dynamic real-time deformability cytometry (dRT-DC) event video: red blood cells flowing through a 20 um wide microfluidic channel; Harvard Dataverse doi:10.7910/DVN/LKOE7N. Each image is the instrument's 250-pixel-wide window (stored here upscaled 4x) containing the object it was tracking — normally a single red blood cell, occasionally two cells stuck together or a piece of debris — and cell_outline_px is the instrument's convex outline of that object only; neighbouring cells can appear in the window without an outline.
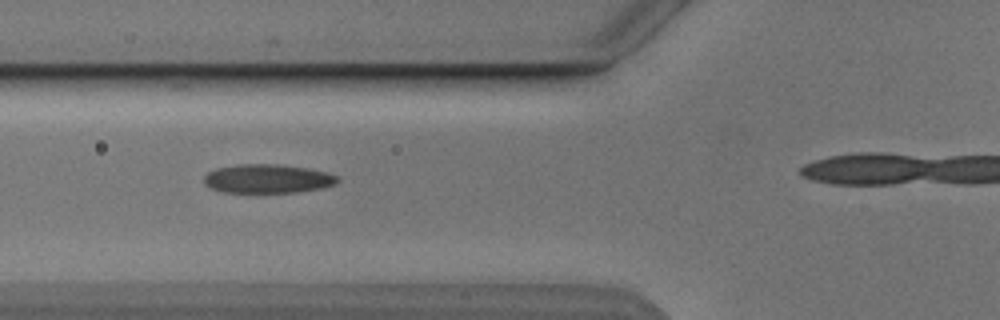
{"species": "Egyptian fruit bat (a non-hibernating species)", "species_latin": "Rousettus aegyptiacus", "temperature_condition": "cold", "stored_images_in_passage": 5, "camera_frame_rate_fps": 3000, "um_per_image_px": 0.085, "animal": {"sex": "male"}, "frame": {"image": 1, "passage_image": 4, "time_ms": 3.333, "image_size_px": [1000, 320], "cell_outline_px": [[340, 180], [336, 184], [320, 188], [296, 192], [224, 192], [212, 188], [204, 184], [204, 176], [208, 172], [216, 168], [236, 164], [276, 164], [308, 168], [328, 172], [336, 176]], "centroid_in_image_um": [22.74, 15.18], "position_along_channel_um": 103.1, "area_um2": 22.43}}